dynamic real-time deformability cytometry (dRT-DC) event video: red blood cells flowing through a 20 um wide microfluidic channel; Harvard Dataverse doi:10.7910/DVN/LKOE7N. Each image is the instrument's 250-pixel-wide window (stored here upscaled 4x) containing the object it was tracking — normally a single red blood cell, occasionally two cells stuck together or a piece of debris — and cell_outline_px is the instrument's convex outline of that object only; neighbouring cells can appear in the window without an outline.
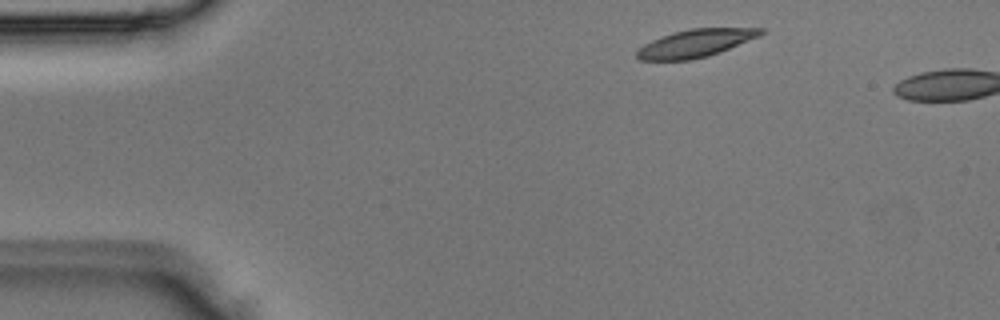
{"species": "Egyptian fruit bat (a non-hibernating species)", "species_latin": "Rousettus aegyptiacus", "temperature_condition": "room temperature", "stored_images_in_passage": 2, "camera_frame_rate_fps": 3000, "um_per_image_px": 0.085, "animal": {"sex": "male"}, "frame": {"image": 1, "passage_image": 1, "time_ms": 0.0, "image_size_px": [1000, 320], "cell_outline_px": [[764, 32], [760, 36], [720, 52], [708, 56], [692, 60], [640, 60], [636, 56], [636, 52], [644, 44], [652, 40], [672, 32], [692, 28], [764, 28]], "centroid_in_image_um": [59.13, 3.67], "position_along_channel_um": 25.9, "area_um2": 20.0}}